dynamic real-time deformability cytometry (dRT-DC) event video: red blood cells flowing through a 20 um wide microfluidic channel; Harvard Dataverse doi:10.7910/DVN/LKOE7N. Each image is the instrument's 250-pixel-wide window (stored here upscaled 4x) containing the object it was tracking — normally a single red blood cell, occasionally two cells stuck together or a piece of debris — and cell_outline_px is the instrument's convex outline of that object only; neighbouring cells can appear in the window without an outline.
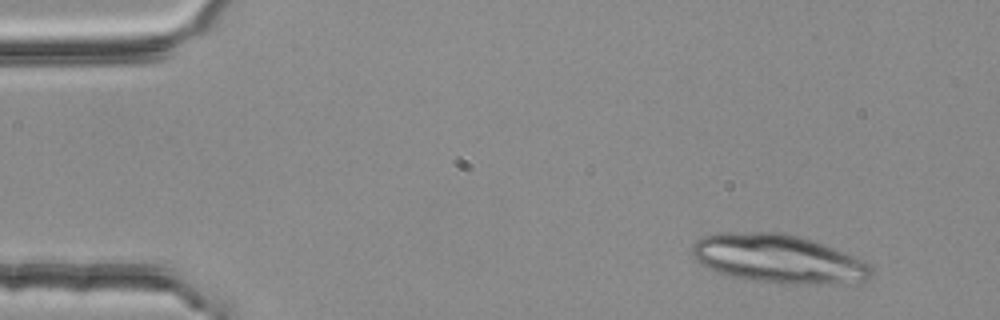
{"species": "common noctule bat (a hibernating species)", "species_latin": "Nyctalus noctula", "temperature_condition": "room temperature", "stored_images_in_passage": 3, "camera_frame_rate_fps": 3000, "um_per_image_px": 0.085, "animal": {"sex": "female", "body_mass_g": 25.1}, "frame": {"image": 1, "passage_image": 1, "time_ms": 0.0, "image_size_px": [1000, 320], "cell_outline_px": [[872, 276], [868, 280], [836, 284], [784, 284], [756, 280], [732, 276], [716, 272], [700, 264], [696, 260], [692, 252], [692, 244], [696, 240], [704, 236], [720, 232], [776, 232], [800, 236], [836, 248], [872, 264]], "centroid_in_image_um": [66.19, 22.0], "position_along_channel_um": 18.8, "area_um2": 51.04}}